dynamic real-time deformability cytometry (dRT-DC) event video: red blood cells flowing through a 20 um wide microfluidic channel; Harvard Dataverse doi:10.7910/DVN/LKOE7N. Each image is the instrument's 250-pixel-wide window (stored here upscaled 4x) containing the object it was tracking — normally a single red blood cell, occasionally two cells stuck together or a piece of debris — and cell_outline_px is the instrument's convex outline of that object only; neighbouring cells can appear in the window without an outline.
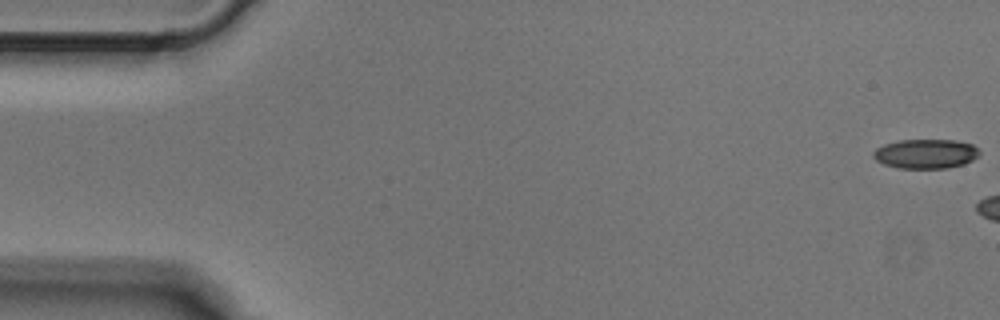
{"species": "Egyptian fruit bat (a non-hibernating species)", "species_latin": "Rousettus aegyptiacus", "temperature_condition": "cold", "stored_images_in_passage": 6, "camera_frame_rate_fps": 3000, "um_per_image_px": 0.085, "animal": {"sex": "male"}, "frame": {"image": 1, "passage_image": 1, "time_ms": 0.0, "image_size_px": [1000, 320], "cell_outline_px": [[980, 152], [972, 160], [964, 164], [948, 168], [900, 168], [884, 164], [876, 160], [872, 156], [872, 152], [876, 148], [884, 144], [896, 140], [956, 140], [972, 144]], "centroid_in_image_um": [78.65, 13.06], "position_along_channel_um": 6.3, "area_um2": 18.21}}
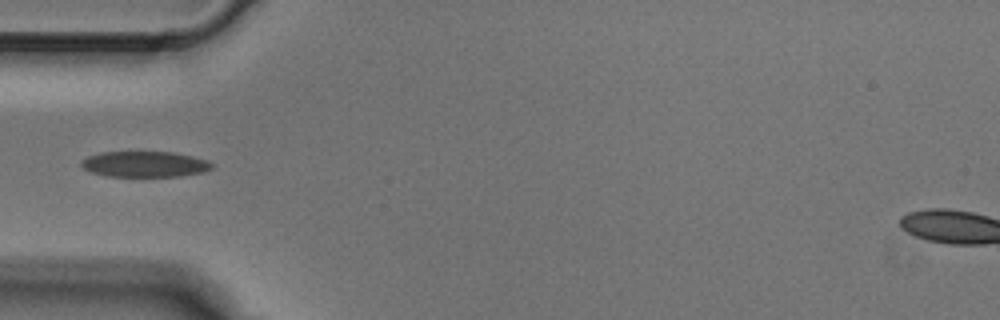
{"frame": {"image": 2, "passage_image": 6, "time_ms": 1.667, "image_size_px": [1000, 320], "cell_outline_px": [[216, 164], [212, 168], [204, 172], [180, 176], [108, 176], [92, 172], [84, 168], [80, 164], [88, 156], [100, 152], [172, 152], [192, 156], [208, 160]], "centroid_in_image_um": [12.36, 13.95], "position_along_channel_um": 72.6, "area_um2": 19.54}}